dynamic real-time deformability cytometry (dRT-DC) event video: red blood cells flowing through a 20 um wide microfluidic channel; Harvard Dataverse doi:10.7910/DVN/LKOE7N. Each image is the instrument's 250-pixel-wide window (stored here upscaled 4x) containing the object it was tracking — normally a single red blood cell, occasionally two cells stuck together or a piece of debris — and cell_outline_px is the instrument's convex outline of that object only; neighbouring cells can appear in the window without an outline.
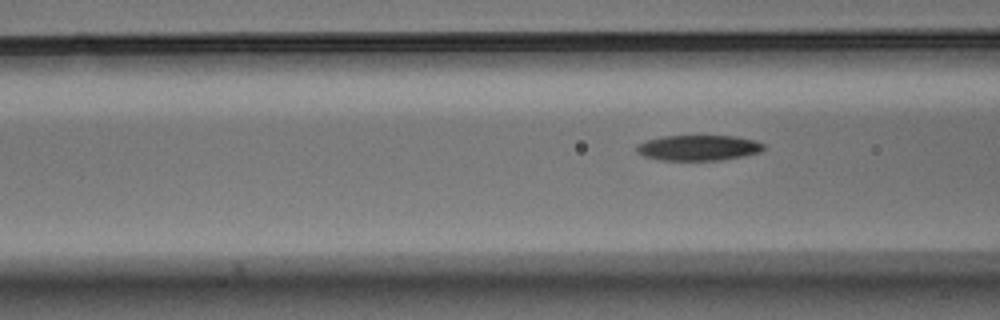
{"species": "Egyptian fruit bat (a non-hibernating species)", "species_latin": "Rousettus aegyptiacus", "temperature_condition": "warm", "stored_images_in_passage": 7, "segment_of_instrument_passage": [2, 2], "camera_frame_rate_fps": 3000, "um_per_image_px": 0.085, "animal": {"sex": "male"}, "frame": {"image": 1, "passage_image": 7, "time_ms": 2.0, "image_size_px": [1000, 320], "cell_outline_px": [[764, 148], [760, 152], [744, 156], [720, 160], [660, 160], [644, 156], [636, 152], [636, 144], [644, 140], [664, 136], [736, 136], [756, 140], [764, 144]], "centroid_in_image_um": [59.35, 12.56], "position_along_channel_um": 107.3, "area_um2": 19.02}}